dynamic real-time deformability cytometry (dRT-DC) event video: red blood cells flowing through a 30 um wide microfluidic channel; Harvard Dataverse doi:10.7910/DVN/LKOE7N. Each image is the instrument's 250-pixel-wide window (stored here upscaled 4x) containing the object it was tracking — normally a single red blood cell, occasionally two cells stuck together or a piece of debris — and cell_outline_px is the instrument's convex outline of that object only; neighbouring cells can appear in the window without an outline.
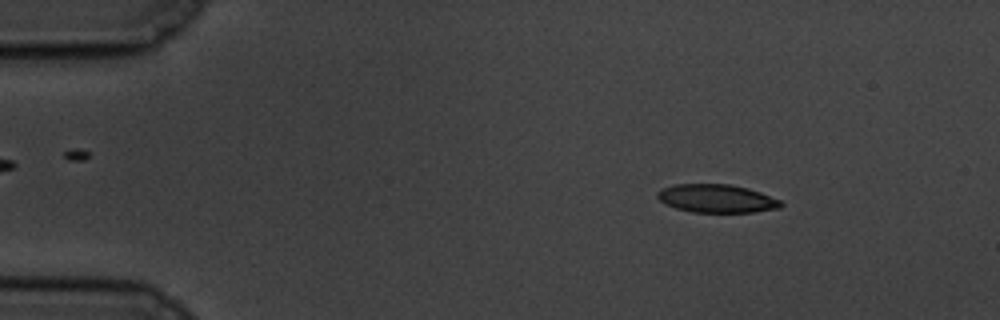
{"species": "common noctule bat (a hibernating species)", "species_latin": "Nyctalus noctula", "temperature_condition": "cold", "stored_images_in_passage": 58, "camera_frame_rate_fps": 3000, "um_per_image_px": 0.085, "animal": {"sex": "male", "body_mass_g": 19.5, "forearm_length_mm": 54.6}, "frame": {"image": 1, "passage_image": 8, "time_ms": 2.333, "image_size_px": [1000, 320], "cell_outline_px": [[784, 204], [780, 208], [752, 212], [692, 212], [676, 208], [664, 204], [656, 196], [656, 192], [660, 188], [676, 184], [732, 184], [748, 188], [760, 192], [780, 200]], "centroid_in_image_um": [60.89, 16.87], "position_along_channel_um": 24.1, "area_um2": 20.46}}
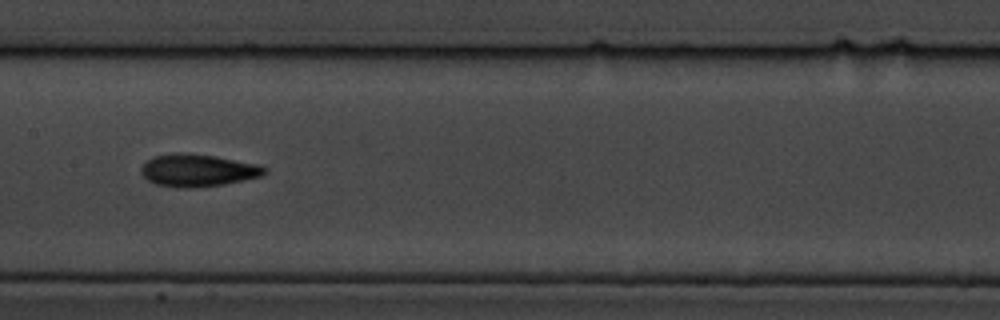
{"frame": {"image": 2, "passage_image": 29, "time_ms": 9.333, "image_size_px": [1000, 320], "cell_outline_px": [[268, 172], [264, 176], [224, 184], [188, 188], [180, 188], [156, 184], [148, 180], [140, 172], [140, 168], [152, 156], [176, 152], [216, 156], [256, 164], [268, 168]], "centroid_in_image_um": [16.83, 14.48], "position_along_channel_um": 190.6, "area_um2": 23.35}}
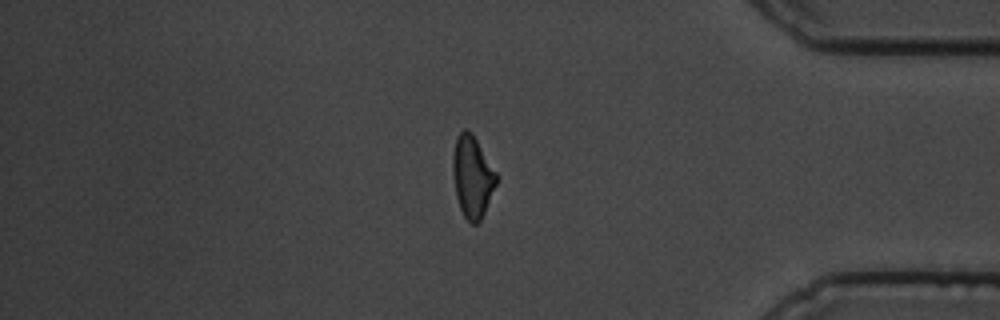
{"frame": {"image": 3, "passage_image": 49, "time_ms": 16.0, "image_size_px": [1000, 320], "cell_outline_px": [[500, 176], [484, 212], [480, 220], [476, 224], [472, 224], [464, 216], [460, 208], [456, 196], [452, 172], [452, 156], [456, 136], [464, 128], [468, 128], [472, 132]], "centroid_in_image_um": [40.15, 14.96], "position_along_channel_um": 395.0, "area_um2": 21.1}, "authors_computed_cell_mechanics": {"area_um2": 21.2704, "velocity_mm_per_s": 3.4534, "shape_relaxation_time_tau1_ms": 5.1128, "shape_relaxation_time_tau2_ms": 5.6206, "deformation_change_tau1": 0.1472, "deformation_change_tau2": 0.1365}}